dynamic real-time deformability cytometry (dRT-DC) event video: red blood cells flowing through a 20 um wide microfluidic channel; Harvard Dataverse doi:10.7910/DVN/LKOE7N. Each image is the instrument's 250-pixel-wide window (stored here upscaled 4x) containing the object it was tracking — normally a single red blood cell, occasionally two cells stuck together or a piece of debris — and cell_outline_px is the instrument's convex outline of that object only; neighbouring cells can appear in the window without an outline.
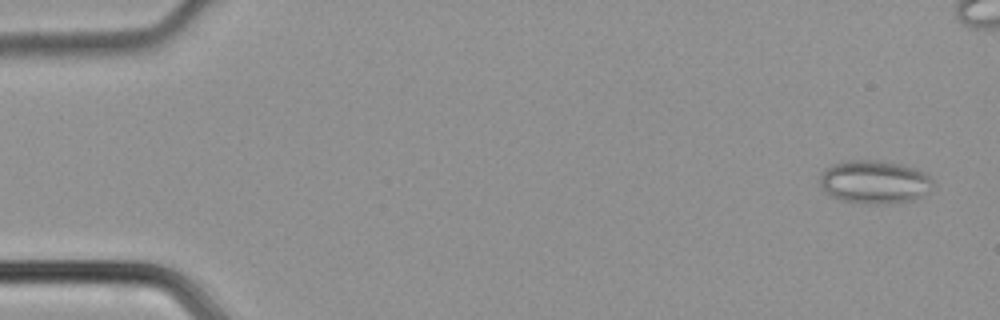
{"species": "common noctule bat (a hibernating species)", "species_latin": "Nyctalus noctula", "temperature_condition": "cold", "stored_images_in_passage": 39, "segment_of_instrument_passage": [1, 2], "camera_frame_rate_fps": 3000, "um_per_image_px": 0.085, "animal": {"sex": "male", "body_mass_g": 21.5, "forearm_length_mm": 52.0}, "frame": {"image": 1, "passage_image": 2, "time_ms": 0.333, "image_size_px": [1000, 320], "cell_outline_px": [[936, 184], [924, 196], [912, 200], [880, 204], [868, 204], [844, 200], [832, 196], [824, 192], [820, 188], [820, 172], [832, 164], [844, 160], [880, 160], [900, 164], [916, 168], [924, 172]], "centroid_in_image_um": [74.33, 15.45], "position_along_channel_um": 10.7, "area_um2": 28.84}}
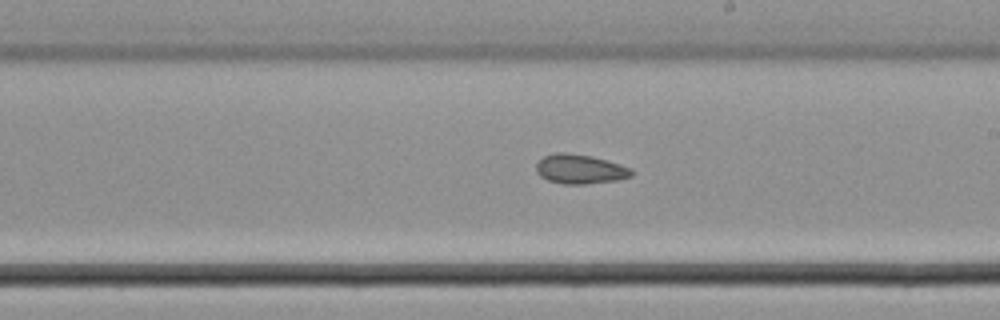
{"frame": {"image": 2, "passage_image": 27, "time_ms": 8.667, "image_size_px": [1000, 320], "cell_outline_px": [[632, 176], [616, 180], [584, 184], [564, 184], [548, 180], [540, 176], [536, 172], [536, 164], [544, 156], [556, 152], [564, 152], [592, 156], [620, 164], [632, 168]], "centroid_in_image_um": [49.29, 14.37], "position_along_channel_um": 239.7, "area_um2": 16.3}}
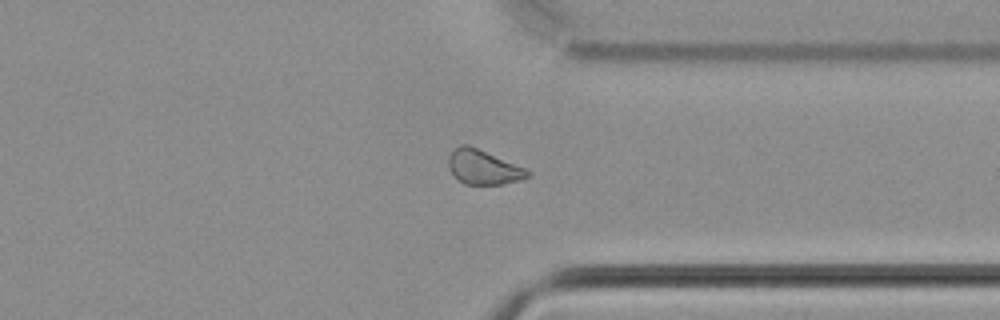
{"frame": {"image": 3, "passage_image": 36, "time_ms": 11.667, "image_size_px": [1000, 320], "cell_outline_px": [[532, 172], [528, 176], [520, 180], [504, 184], [464, 184], [448, 168], [448, 156], [460, 144], [468, 144], [524, 168]], "centroid_in_image_um": [41.07, 14.21], "position_along_channel_um": 370.3, "area_um2": 15.61}}